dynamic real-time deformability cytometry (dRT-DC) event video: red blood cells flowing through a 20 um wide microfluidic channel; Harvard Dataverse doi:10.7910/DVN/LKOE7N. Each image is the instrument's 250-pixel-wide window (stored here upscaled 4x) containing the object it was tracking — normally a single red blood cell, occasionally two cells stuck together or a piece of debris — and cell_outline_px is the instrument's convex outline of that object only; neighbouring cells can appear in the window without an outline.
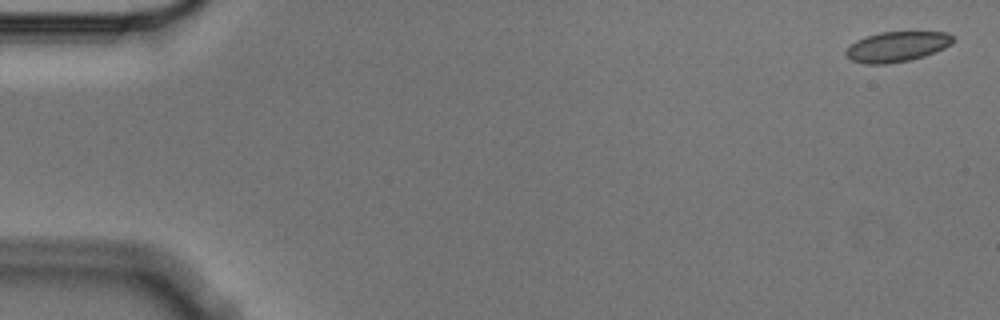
{"species": "Egyptian fruit bat (a non-hibernating species)", "species_latin": "Rousettus aegyptiacus", "temperature_condition": "cold", "stored_images_in_passage": 3, "camera_frame_rate_fps": 3000, "um_per_image_px": 0.085, "animal": {"sex": "male"}, "frame": {"image": 1, "passage_image": 1, "time_ms": 0.0, "image_size_px": [1000, 320], "cell_outline_px": [[956, 40], [952, 44], [944, 48], [924, 56], [908, 60], [888, 64], [864, 64], [852, 60], [844, 56], [844, 52], [856, 40], [880, 32], [948, 32], [956, 36]], "centroid_in_image_um": [76.27, 3.96], "position_along_channel_um": 8.7, "area_um2": 18.96}}